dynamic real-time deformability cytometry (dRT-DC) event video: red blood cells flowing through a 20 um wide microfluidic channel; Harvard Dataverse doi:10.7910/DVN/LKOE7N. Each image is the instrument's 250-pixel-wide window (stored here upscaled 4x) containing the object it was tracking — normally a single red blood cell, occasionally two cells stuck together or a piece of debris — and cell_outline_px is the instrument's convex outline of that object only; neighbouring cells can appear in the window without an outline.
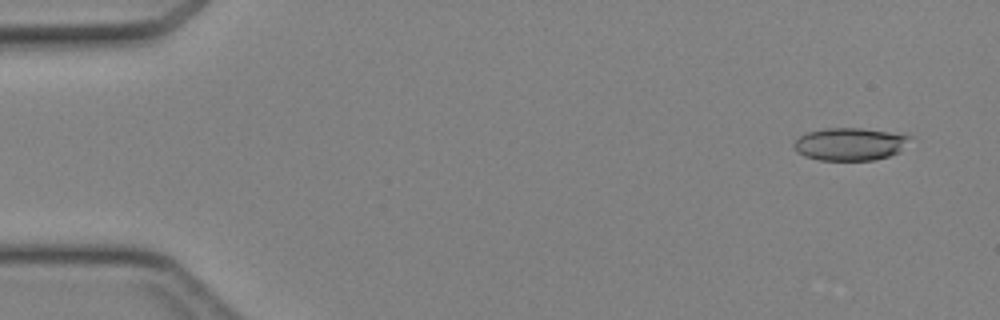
{"species": "Egyptian fruit bat (a non-hibernating species)", "species_latin": "Rousettus aegyptiacus", "temperature_condition": "cold", "stored_images_in_passage": 44, "camera_frame_rate_fps": 3000, "um_per_image_px": 0.085, "animal": {"sex": "female"}, "frame": {"image": 1, "passage_image": 2, "time_ms": 0.333, "image_size_px": [1000, 320], "cell_outline_px": [[912, 136], [900, 152], [888, 156], [872, 160], [820, 160], [804, 156], [796, 152], [792, 144], [800, 136], [808, 132], [824, 128], [860, 128], [904, 132]], "centroid_in_image_um": [72.28, 12.23], "position_along_channel_um": 12.7, "area_um2": 22.43}}
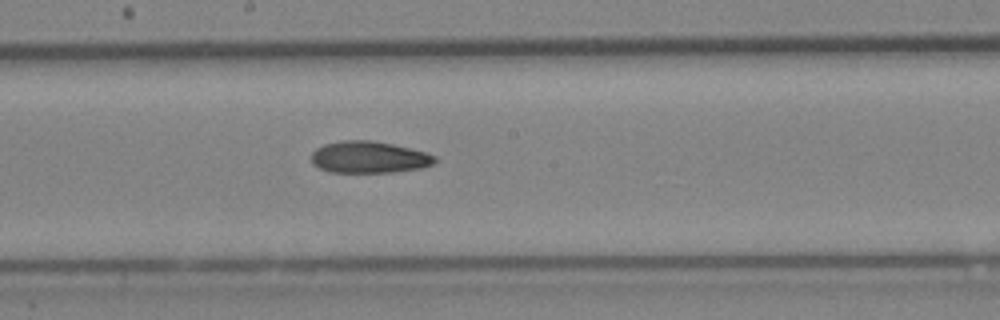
{"frame": {"image": 2, "passage_image": 24, "time_ms": 7.667, "image_size_px": [1000, 320], "cell_outline_px": [[436, 160], [432, 164], [420, 168], [392, 172], [328, 172], [312, 164], [312, 152], [316, 148], [324, 144], [344, 140], [368, 140], [392, 144], [424, 152], [436, 156]], "centroid_in_image_um": [31.32, 13.36], "position_along_channel_um": 216.9, "area_um2": 22.66}}
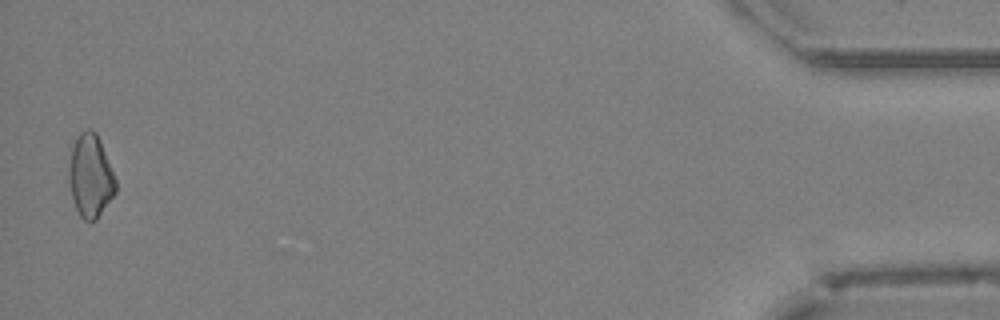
{"frame": {"image": 3, "passage_image": 44, "time_ms": 14.333, "image_size_px": [1000, 320], "cell_outline_px": [[116, 192], [96, 220], [84, 220], [80, 216], [76, 208], [72, 196], [68, 180], [68, 168], [72, 148], [80, 132], [88, 128], [92, 128], [96, 132], [116, 180]], "centroid_in_image_um": [7.68, 14.96], "position_along_channel_um": 427.5, "area_um2": 22.37}}